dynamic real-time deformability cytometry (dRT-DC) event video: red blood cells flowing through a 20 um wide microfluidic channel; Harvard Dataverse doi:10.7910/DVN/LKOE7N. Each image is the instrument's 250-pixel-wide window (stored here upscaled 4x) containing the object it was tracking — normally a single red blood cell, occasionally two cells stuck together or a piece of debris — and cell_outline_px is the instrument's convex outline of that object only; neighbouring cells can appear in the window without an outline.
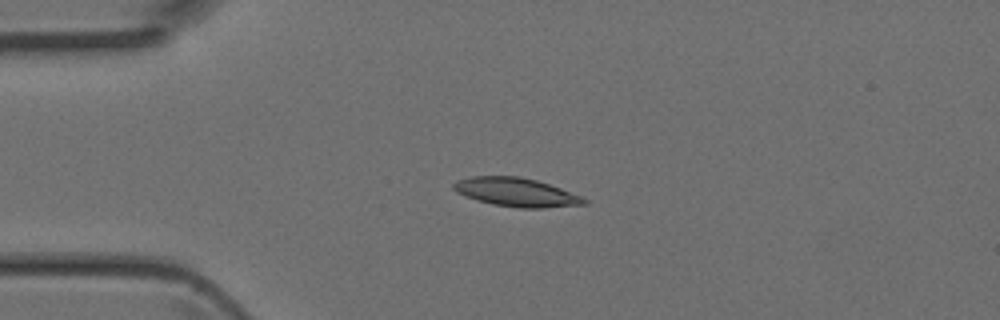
{"species": "Egyptian fruit bat (a non-hibernating species)", "species_latin": "Rousettus aegyptiacus", "temperature_condition": "room temperature", "stored_images_in_passage": 4, "camera_frame_rate_fps": 3000, "um_per_image_px": 0.085, "animal": {"sex": "female"}, "frame": {"image": 1, "passage_image": 4, "time_ms": 1.0, "image_size_px": [1000, 320], "cell_outline_px": [[588, 204], [544, 208], [520, 208], [492, 204], [476, 200], [456, 192], [452, 188], [452, 184], [456, 180], [472, 176], [520, 176], [536, 180], [584, 196], [588, 200]], "centroid_in_image_um": [43.9, 16.34], "position_along_channel_um": 41.1, "area_um2": 22.02}}